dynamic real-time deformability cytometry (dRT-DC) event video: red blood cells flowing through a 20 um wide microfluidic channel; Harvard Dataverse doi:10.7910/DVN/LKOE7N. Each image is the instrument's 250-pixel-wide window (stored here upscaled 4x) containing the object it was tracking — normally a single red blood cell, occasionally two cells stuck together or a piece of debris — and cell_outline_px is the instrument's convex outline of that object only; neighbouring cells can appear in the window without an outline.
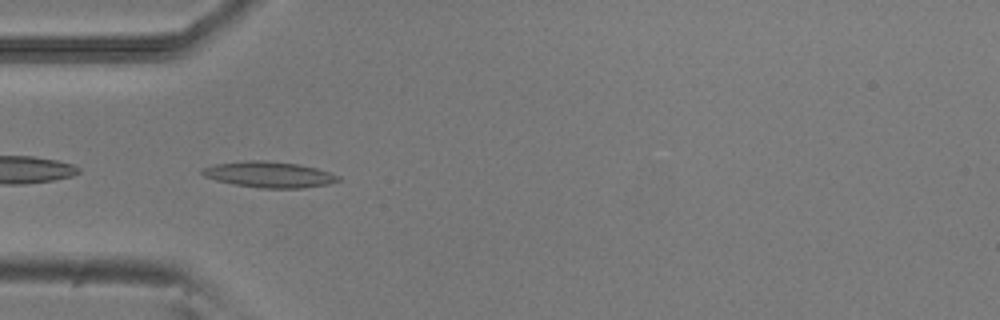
{"species": "common noctule bat (a hibernating species)", "species_latin": "Nyctalus noctula", "temperature_condition": "room temperature", "stored_images_in_passage": 37, "camera_frame_rate_fps": 3000, "um_per_image_px": 0.085, "animal": {"sex": "male", "body_mass_g": 20.5, "forearm_length_mm": 52.5}, "frame": {"image": 1, "passage_image": 1, "time_ms": 0.0, "image_size_px": [1000, 320], "cell_outline_px": [[340, 180], [328, 184], [304, 188], [260, 188], [236, 184], [216, 180], [204, 176], [200, 172], [200, 168], [212, 164], [244, 160], [264, 160], [300, 164], [316, 168], [340, 176]], "centroid_in_image_um": [22.84, 14.82], "position_along_channel_um": 62.2, "area_um2": 20.69}}
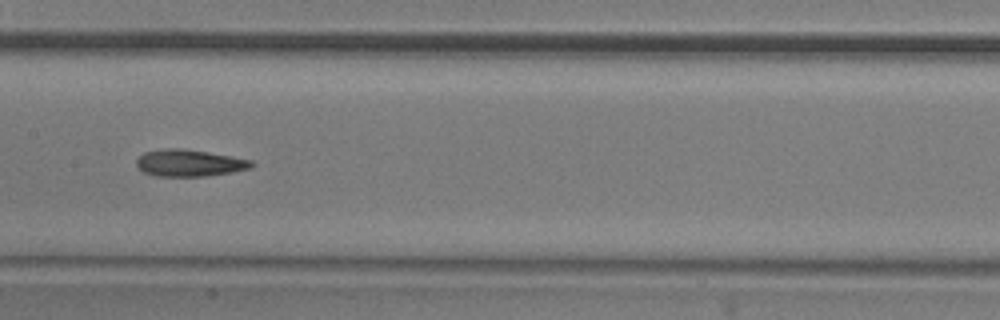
{"frame": {"image": 2, "passage_image": 11, "time_ms": 3.333, "image_size_px": [1000, 320], "cell_outline_px": [[256, 164], [252, 168], [232, 172], [208, 176], [156, 176], [144, 172], [136, 164], [136, 160], [144, 152], [168, 148], [180, 148], [208, 152], [232, 156], [252, 160]], "centroid_in_image_um": [16.14, 13.85], "position_along_channel_um": 191.3, "area_um2": 18.03}}
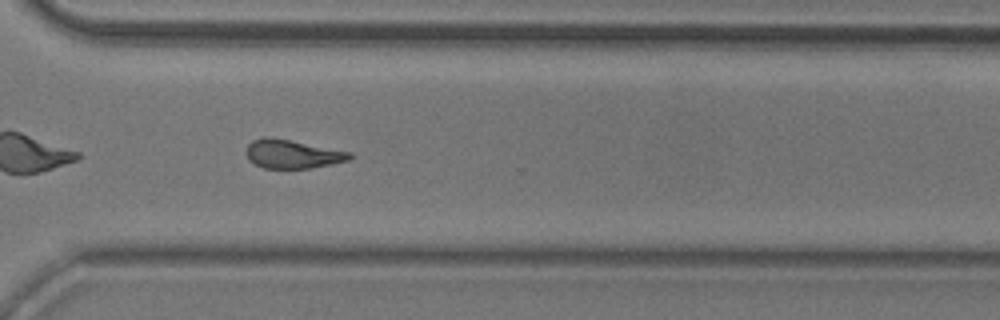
{"frame": {"image": 3, "passage_image": 23, "time_ms": 7.333, "image_size_px": [1000, 320], "cell_outline_px": [[352, 156], [348, 160], [332, 164], [312, 168], [264, 168], [248, 160], [248, 144], [252, 140], [264, 136], [272, 136], [352, 152]], "centroid_in_image_um": [24.87, 13.07], "position_along_channel_um": 345.7, "area_um2": 17.34}, "authors_computed_cell_mechanics": {"area_um2": 17.5712, "velocity_mm_per_s": 3.8802, "shape_relaxation_time_tau1_ms": null, "shape_relaxation_time_tau2_ms": 5.3067, "deformation_change_tau1": null, "deformation_change_tau2": 0.1604}}